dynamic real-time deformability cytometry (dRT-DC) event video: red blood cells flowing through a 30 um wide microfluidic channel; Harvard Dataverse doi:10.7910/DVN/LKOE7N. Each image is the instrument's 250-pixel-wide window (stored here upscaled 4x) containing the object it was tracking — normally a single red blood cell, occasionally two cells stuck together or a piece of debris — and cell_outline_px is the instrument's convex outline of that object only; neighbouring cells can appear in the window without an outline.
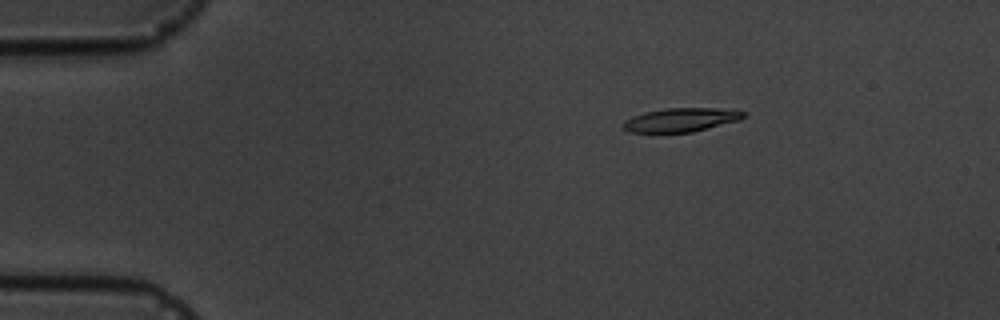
{"species": "common noctule bat (a hibernating species)", "species_latin": "Nyctalus noctula", "temperature_condition": "cold", "stored_images_in_passage": 5, "camera_frame_rate_fps": 3000, "um_per_image_px": 0.085, "animal": {"sex": "male", "body_mass_g": 19.5, "forearm_length_mm": 54.6}, "frame": {"image": 1, "passage_image": 5, "time_ms": 4.667, "image_size_px": [1000, 320], "cell_outline_px": [[744, 116], [740, 120], [692, 132], [628, 132], [620, 124], [624, 120], [632, 116], [644, 112], [668, 108], [736, 108], [744, 112]], "centroid_in_image_um": [57.89, 10.17], "position_along_channel_um": 27.1, "area_um2": 16.82}}